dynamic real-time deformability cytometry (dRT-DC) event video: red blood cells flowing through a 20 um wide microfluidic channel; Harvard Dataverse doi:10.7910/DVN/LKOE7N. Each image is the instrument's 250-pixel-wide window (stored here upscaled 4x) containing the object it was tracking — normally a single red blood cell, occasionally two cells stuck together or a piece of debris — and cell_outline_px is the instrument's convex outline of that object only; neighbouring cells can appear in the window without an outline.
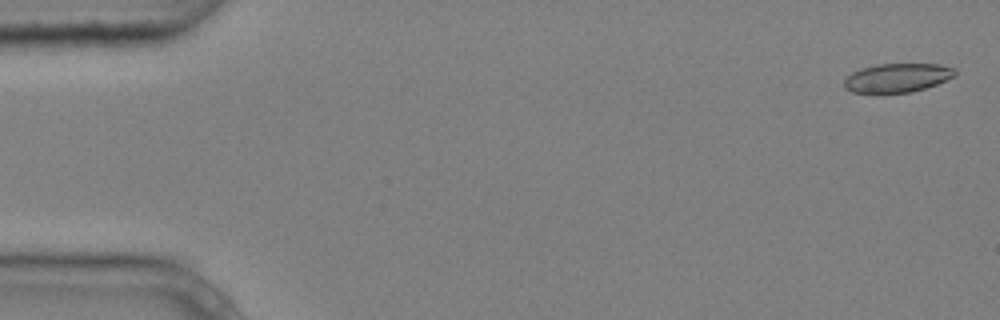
{"species": "common noctule bat (a hibernating species)", "species_latin": "Nyctalus noctula", "temperature_condition": "cold", "stored_images_in_passage": 5, "camera_frame_rate_fps": 3000, "um_per_image_px": 0.085, "animal": {"sex": "male", "body_mass_g": 20.4}, "frame": {"image": 1, "passage_image": 1, "time_ms": 0.0, "image_size_px": [1000, 320], "cell_outline_px": [[956, 76], [936, 84], [912, 92], [852, 92], [844, 88], [844, 80], [852, 72], [860, 68], [876, 64], [940, 64], [956, 68]], "centroid_in_image_um": [76.29, 6.59], "position_along_channel_um": 8.7, "area_um2": 18.61}}
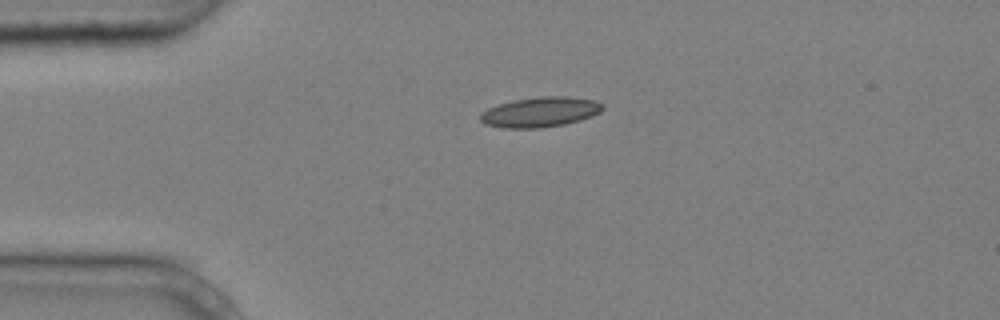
{"frame": {"image": 2, "passage_image": 4, "time_ms": 1.0, "image_size_px": [1000, 320], "cell_outline_px": [[604, 108], [600, 112], [592, 116], [580, 120], [564, 124], [540, 128], [504, 128], [484, 124], [480, 120], [480, 112], [496, 104], [512, 100], [540, 96], [568, 96], [596, 100], [604, 104]], "centroid_in_image_um": [45.91, 9.51], "position_along_channel_um": 39.1, "area_um2": 21.73}}